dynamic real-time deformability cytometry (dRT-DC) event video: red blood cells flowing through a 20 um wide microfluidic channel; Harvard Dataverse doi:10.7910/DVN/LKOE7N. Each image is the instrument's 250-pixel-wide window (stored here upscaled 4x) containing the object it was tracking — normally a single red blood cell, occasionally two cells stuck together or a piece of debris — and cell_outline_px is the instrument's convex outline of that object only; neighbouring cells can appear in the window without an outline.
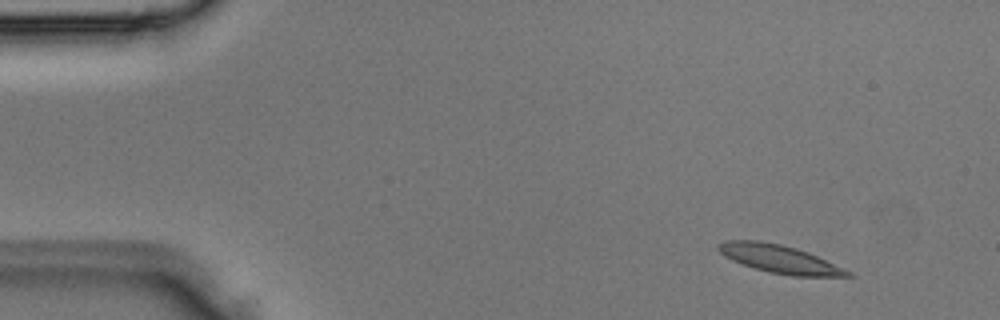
{"species": "Egyptian fruit bat (a non-hibernating species)", "species_latin": "Rousettus aegyptiacus", "temperature_condition": "room temperature", "stored_images_in_passage": 4, "camera_frame_rate_fps": 3000, "um_per_image_px": 0.085, "animal": {"sex": "male"}, "frame": {"image": 1, "passage_image": 2, "time_ms": 0.333, "image_size_px": [1000, 320], "cell_outline_px": [[856, 276], [792, 276], [772, 272], [756, 268], [732, 260], [724, 256], [716, 248], [716, 244], [724, 240], [760, 240], [780, 244], [796, 248], [808, 252], [852, 272]], "centroid_in_image_um": [66.23, 21.99], "position_along_channel_um": 18.8, "area_um2": 20.98}}